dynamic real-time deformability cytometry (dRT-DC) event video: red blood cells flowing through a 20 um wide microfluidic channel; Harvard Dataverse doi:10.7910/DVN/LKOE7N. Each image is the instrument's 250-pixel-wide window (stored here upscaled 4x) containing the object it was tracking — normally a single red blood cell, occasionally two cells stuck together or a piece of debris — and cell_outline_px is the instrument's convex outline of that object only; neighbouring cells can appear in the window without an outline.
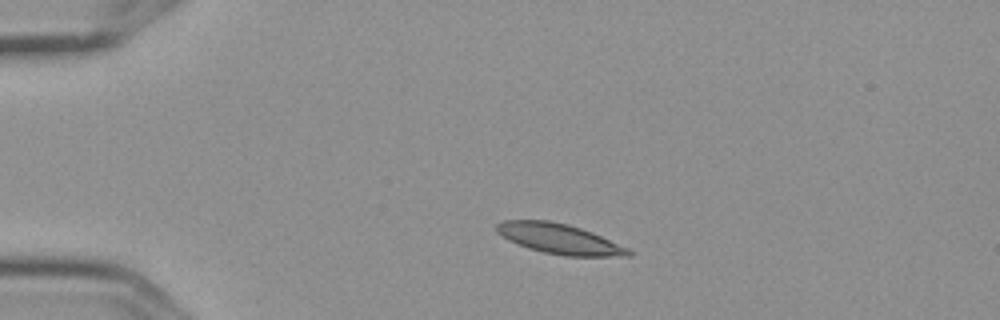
{"species": "Egyptian fruit bat (a non-hibernating species)", "species_latin": "Rousettus aegyptiacus", "temperature_condition": "cold", "stored_images_in_passage": 2, "camera_frame_rate_fps": 3000, "um_per_image_px": 0.085, "frame": {"image": 1, "passage_image": 1, "time_ms": 0.0, "image_size_px": [1000, 320], "cell_outline_px": [[632, 256], [564, 256], [544, 252], [528, 248], [508, 240], [496, 232], [496, 224], [504, 220], [548, 220], [568, 224], [592, 232], [628, 248], [632, 252]], "centroid_in_image_um": [47.53, 20.3], "position_along_channel_um": 37.5, "area_um2": 23.06}}